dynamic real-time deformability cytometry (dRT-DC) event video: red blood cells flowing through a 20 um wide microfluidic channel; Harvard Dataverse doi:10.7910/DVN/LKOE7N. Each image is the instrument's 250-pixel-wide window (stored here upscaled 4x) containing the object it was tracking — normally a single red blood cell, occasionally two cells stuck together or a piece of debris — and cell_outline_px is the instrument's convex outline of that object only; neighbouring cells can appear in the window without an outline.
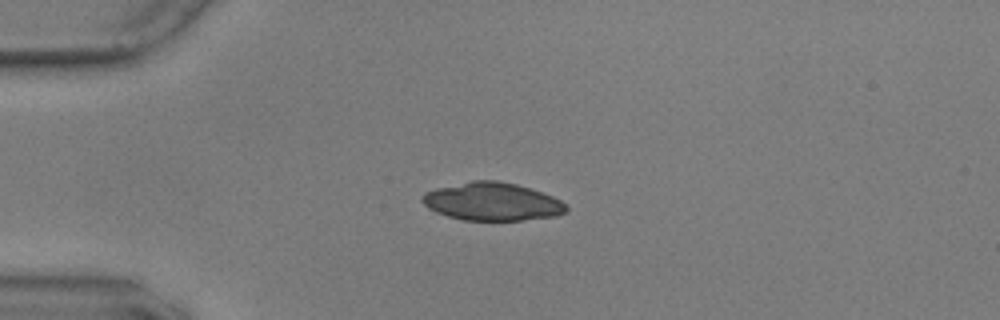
{"species": "common noctule bat (a hibernating species)", "species_latin": "Nyctalus noctula", "temperature_condition": "warm", "stored_images_in_passage": 43, "camera_frame_rate_fps": 3000, "um_per_image_px": 0.085, "animal": {"sex": "male", "body_mass_g": 17.9, "forearm_length_mm": 54.2}, "frame": {"image": 1, "passage_image": 1, "time_ms": 0.0, "image_size_px": [1000, 320], "cell_outline_px": [[568, 212], [556, 216], [520, 220], [464, 220], [448, 216], [436, 212], [428, 208], [420, 200], [420, 196], [424, 192], [436, 188], [472, 180], [496, 180], [516, 184], [552, 196], [560, 200], [568, 208]], "centroid_in_image_um": [41.8, 17.13], "position_along_channel_um": 43.2, "area_um2": 31.85}}
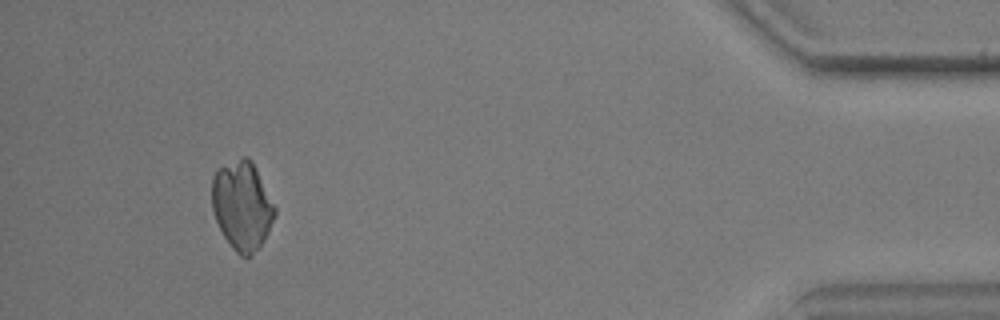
{"frame": {"image": 2, "passage_image": 39, "time_ms": 12.667, "image_size_px": [1000, 320], "cell_outline_px": [[276, 212], [268, 232], [260, 248], [248, 260], [240, 256], [232, 248], [224, 236], [216, 220], [212, 208], [212, 176], [216, 168], [244, 156], [248, 156], [252, 160], [276, 208]], "centroid_in_image_um": [20.58, 17.49], "position_along_channel_um": 414.6, "area_um2": 32.83}}